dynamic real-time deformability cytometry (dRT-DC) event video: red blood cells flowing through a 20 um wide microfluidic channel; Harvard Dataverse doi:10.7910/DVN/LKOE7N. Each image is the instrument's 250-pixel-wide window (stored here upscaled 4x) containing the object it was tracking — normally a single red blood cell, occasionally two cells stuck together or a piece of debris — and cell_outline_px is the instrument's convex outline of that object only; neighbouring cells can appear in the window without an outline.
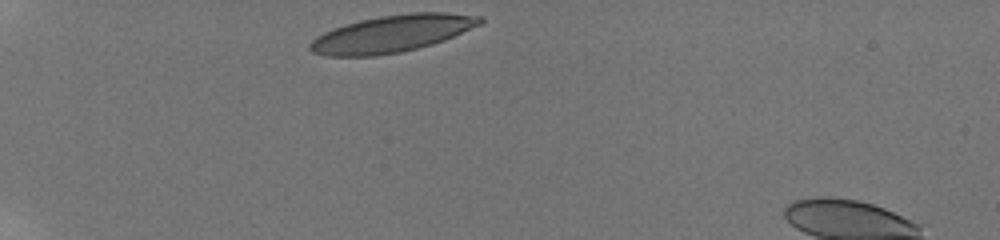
{"species": "human", "species_latin": "Homo sapiens", "temperature_condition": "room temperature", "stored_images_in_passage": 19, "camera_frame_rate_fps": 3000, "um_per_image_px": 0.085, "donor": {"sex": "male"}, "frame": {"image": 1, "passage_image": 1, "time_ms": 0.0, "image_size_px": [1000, 240], "cell_outline_px": [[484, 24], [444, 40], [432, 44], [400, 52], [376, 56], [324, 56], [312, 52], [308, 48], [308, 44], [316, 36], [332, 28], [344, 24], [360, 20], [380, 16], [408, 12], [448, 12], [484, 16]], "centroid_in_image_um": [33.35, 2.85], "position_along_channel_um": 51.7, "area_um2": 37.17}}
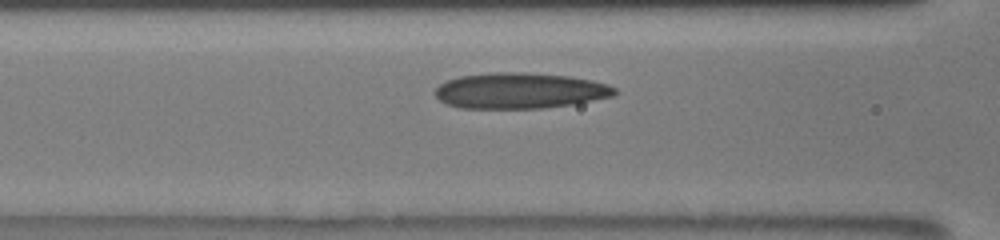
{"frame": {"image": 2, "passage_image": 7, "time_ms": 3.0, "image_size_px": [1000, 240], "cell_outline_px": [[620, 92], [616, 96], [572, 104], [544, 108], [460, 108], [448, 104], [440, 100], [432, 92], [440, 84], [448, 80], [460, 76], [496, 72], [524, 72], [568, 76], [592, 80], [608, 84], [616, 88]], "centroid_in_image_um": [44.23, 7.71], "position_along_channel_um": 122.4, "area_um2": 37.63}}
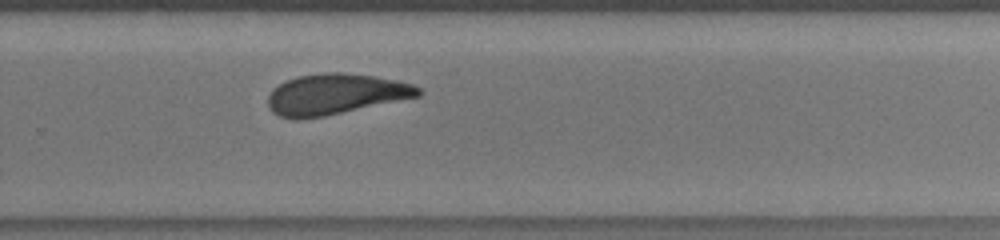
{"frame": {"image": 3, "passage_image": 19, "time_ms": 7.667, "image_size_px": [1000, 240], "cell_outline_px": [[424, 92], [420, 96], [324, 116], [296, 120], [292, 120], [280, 116], [272, 112], [268, 108], [268, 96], [280, 84], [296, 76], [324, 72], [340, 72], [376, 76], [396, 80], [412, 84], [420, 88]], "centroid_in_image_um": [28.52, 8.01], "position_along_channel_um": 301.3, "area_um2": 35.66}}